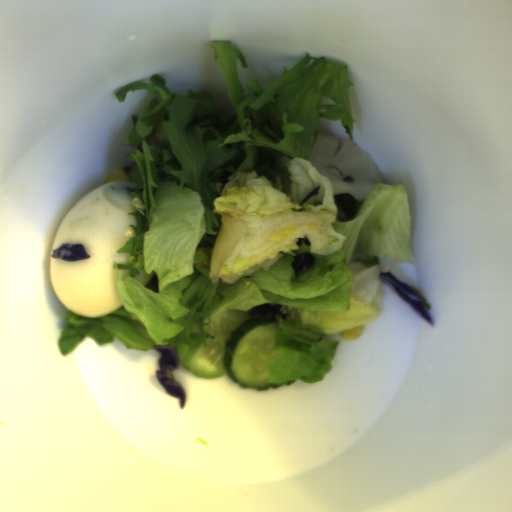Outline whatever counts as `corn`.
Here are the masks:
<instances>
[{
  "label": "corn",
  "instance_id": "obj_1",
  "mask_svg": "<svg viewBox=\"0 0 512 512\" xmlns=\"http://www.w3.org/2000/svg\"><path fill=\"white\" fill-rule=\"evenodd\" d=\"M129 178V174L122 167L116 168L107 175L108 184L118 180H124L128 182Z\"/></svg>",
  "mask_w": 512,
  "mask_h": 512
},
{
  "label": "corn",
  "instance_id": "obj_2",
  "mask_svg": "<svg viewBox=\"0 0 512 512\" xmlns=\"http://www.w3.org/2000/svg\"><path fill=\"white\" fill-rule=\"evenodd\" d=\"M364 331L363 325H356L350 330H342L340 331V335L343 339H356L359 338Z\"/></svg>",
  "mask_w": 512,
  "mask_h": 512
}]
</instances>
